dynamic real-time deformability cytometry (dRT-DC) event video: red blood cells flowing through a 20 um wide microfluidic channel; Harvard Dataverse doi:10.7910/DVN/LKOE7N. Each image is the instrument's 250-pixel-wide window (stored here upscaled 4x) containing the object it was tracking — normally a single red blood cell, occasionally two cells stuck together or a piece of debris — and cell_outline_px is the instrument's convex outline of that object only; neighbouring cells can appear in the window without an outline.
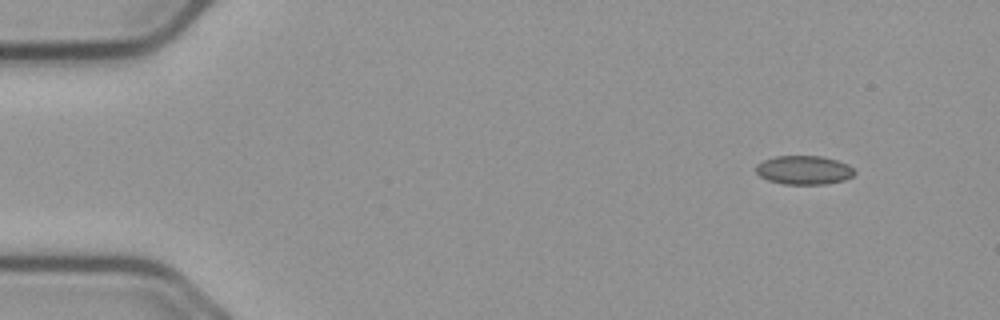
{"species": "common noctule bat (a hibernating species)", "species_latin": "Nyctalus noctula", "temperature_condition": "cold", "stored_images_in_passage": 51, "camera_frame_rate_fps": 3000, "um_per_image_px": 0.085, "animal": {"sex": "male", "body_mass_g": 23.1, "forearm_length_mm": 52.7}, "frame": {"image": 1, "passage_image": 1, "time_ms": 0.0, "image_size_px": [1000, 320], "cell_outline_px": [[856, 172], [852, 176], [844, 180], [824, 184], [784, 184], [768, 180], [760, 176], [756, 172], [756, 164], [764, 160], [776, 156], [820, 156], [836, 160], [848, 164]], "centroid_in_image_um": [68.33, 14.45], "position_along_channel_um": 16.7, "area_um2": 16.47}}
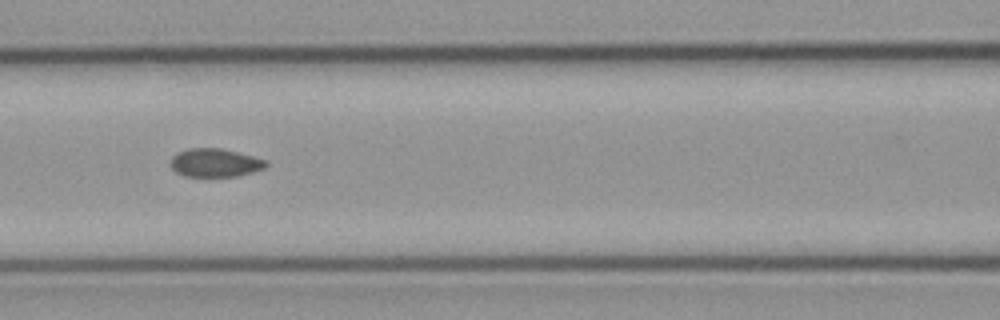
{"frame": {"image": 2, "passage_image": 20, "time_ms": 6.333, "image_size_px": [1000, 320], "cell_outline_px": [[268, 164], [264, 168], [252, 172], [236, 176], [184, 176], [176, 172], [168, 164], [172, 156], [176, 152], [188, 148], [220, 148], [268, 160]], "centroid_in_image_um": [18.23, 13.83], "position_along_channel_um": 148.4, "area_um2": 15.84}}
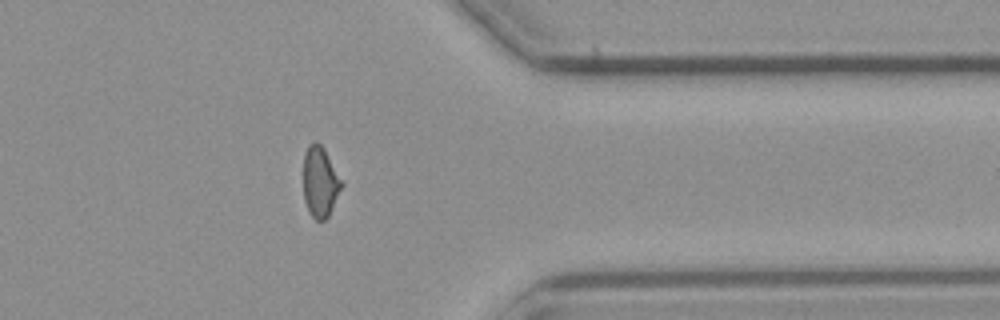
{"frame": {"image": 3, "passage_image": 40, "time_ms": 13.0, "image_size_px": [1000, 320], "cell_outline_px": [[344, 184], [328, 216], [324, 220], [316, 220], [312, 216], [304, 200], [304, 152], [308, 144], [312, 140], [316, 140], [324, 148]], "centroid_in_image_um": [27.21, 15.41], "position_along_channel_um": 384.2, "area_um2": 15.72}, "authors_computed_cell_mechanics": {"area_um2": 16.184, "velocity_mm_per_s": 3.7188, "shape_relaxation_time_tau1_ms": null, "shape_relaxation_time_tau2_ms": 2.6819, "deformation_change_tau1": null, "deformation_change_tau2": 0.0469}}